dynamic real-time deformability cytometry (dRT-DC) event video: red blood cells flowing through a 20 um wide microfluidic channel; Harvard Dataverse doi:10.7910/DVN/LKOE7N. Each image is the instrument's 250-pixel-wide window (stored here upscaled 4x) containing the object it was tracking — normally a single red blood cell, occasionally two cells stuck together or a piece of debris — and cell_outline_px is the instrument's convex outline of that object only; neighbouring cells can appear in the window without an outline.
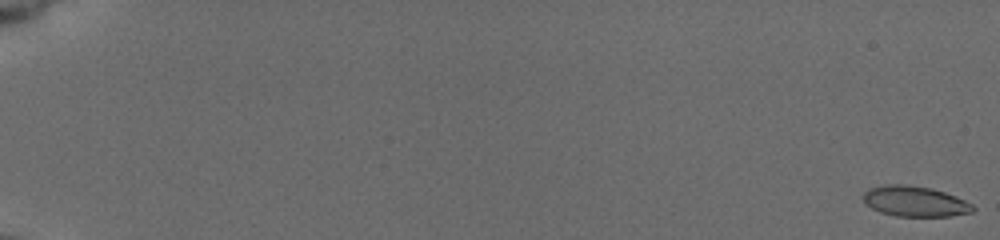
{"species": "common noctule bat (a hibernating species)", "species_latin": "Nyctalus noctula", "temperature_condition": "cold", "stored_images_in_passage": 56, "camera_frame_rate_fps": 3000, "um_per_image_px": 0.085, "animal": {"sex": "female", "body_mass_g": 19.5, "forearm_length_mm": 54.1}, "frame": {"image": 1, "passage_image": 1, "time_ms": 0.0, "image_size_px": [1000, 240], "cell_outline_px": [[976, 208], [972, 212], [952, 216], [896, 216], [880, 212], [864, 204], [864, 192], [868, 188], [884, 184], [908, 184], [932, 188], [944, 192], [964, 200], [972, 204]], "centroid_in_image_um": [77.74, 17.1], "position_along_channel_um": 7.3, "area_um2": 19.59}}
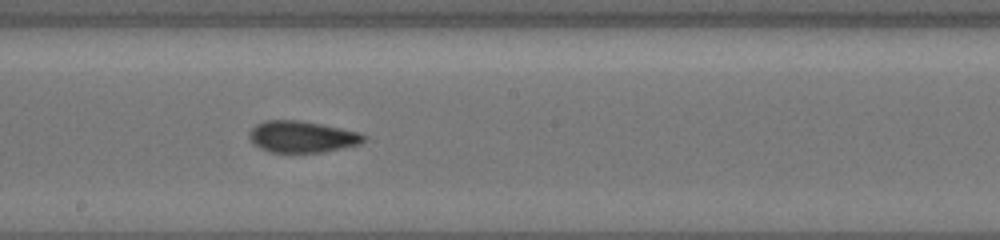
{"frame": {"image": 2, "passage_image": 32, "time_ms": 11.333, "image_size_px": [1000, 240], "cell_outline_px": [[368, 136], [360, 144], [324, 152], [268, 152], [252, 144], [248, 136], [248, 132], [256, 124], [264, 120], [300, 120], [360, 132]], "centroid_in_image_um": [25.64, 11.62], "position_along_channel_um": 222.6, "area_um2": 21.21}}
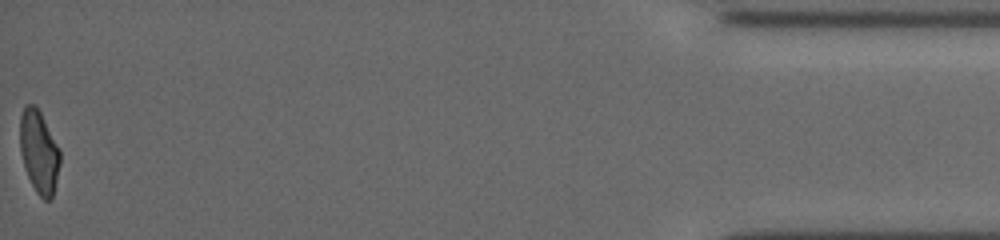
{"frame": {"image": 3, "passage_image": 56, "time_ms": 19.0, "image_size_px": [1000, 240], "cell_outline_px": [[60, 164], [52, 200], [44, 200], [36, 192], [28, 176], [20, 152], [20, 116], [24, 104], [32, 104], [40, 112], [60, 148]], "centroid_in_image_um": [3.32, 12.9], "position_along_channel_um": 431.9, "area_um2": 19.31}, "authors_computed_cell_mechanics": {"area_um2": 19.9988, "velocity_mm_per_s": 3.7677, "shape_relaxation_time_tau1_ms": null, "shape_relaxation_time_tau2_ms": 2.2369, "deformation_change_tau1": null, "deformation_change_tau2": 0.0791}}